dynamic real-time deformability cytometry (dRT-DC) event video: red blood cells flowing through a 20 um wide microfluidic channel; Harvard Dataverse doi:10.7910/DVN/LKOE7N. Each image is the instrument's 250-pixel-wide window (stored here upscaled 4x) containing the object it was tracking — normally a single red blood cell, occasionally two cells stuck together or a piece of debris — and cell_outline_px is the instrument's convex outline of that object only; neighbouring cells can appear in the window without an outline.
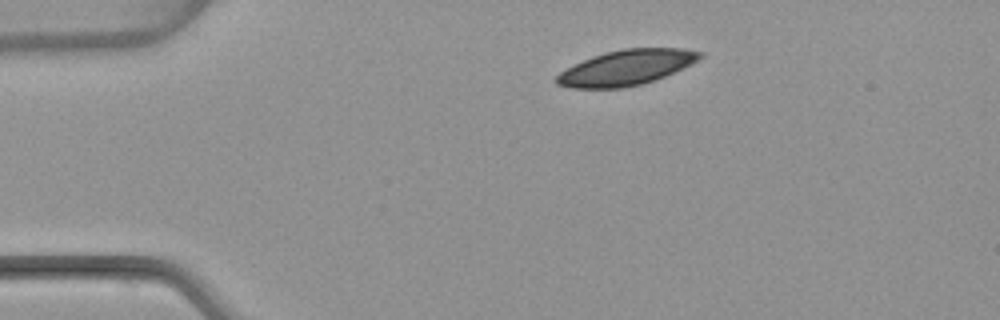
{"species": "common noctule bat (a hibernating species)", "species_latin": "Nyctalus noctula", "temperature_condition": "warm", "stored_images_in_passage": 46, "camera_frame_rate_fps": 3000, "um_per_image_px": 0.085, "animal": {"sex": "female", "body_mass_g": 22.7, "forearm_length_mm": 54.2}, "frame": {"image": 1, "passage_image": 1, "time_ms": 0.0, "image_size_px": [1000, 320], "cell_outline_px": [[704, 56], [664, 76], [640, 84], [624, 88], [572, 88], [556, 84], [552, 80], [560, 72], [584, 60], [608, 52], [624, 48], [684, 48], [704, 52]], "centroid_in_image_um": [53.21, 5.75], "position_along_channel_um": 31.8, "area_um2": 28.9}}
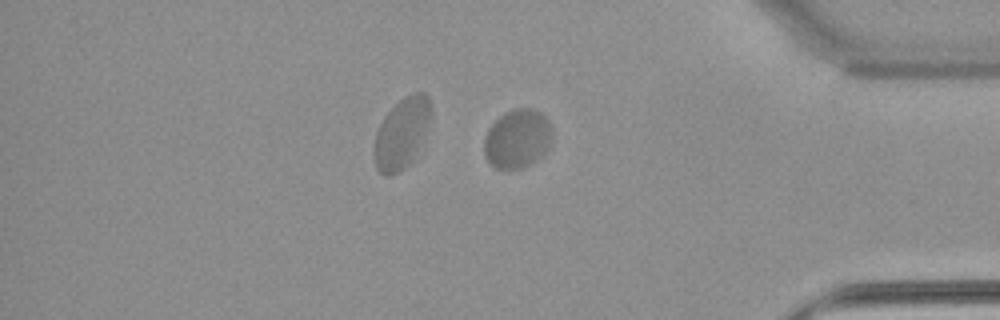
{"frame": {"image": 2, "passage_image": 37, "time_ms": 12.0, "image_size_px": [1000, 320], "cell_outline_px": [[552, 140], [548, 148], [536, 160], [520, 168], [508, 172], [496, 168], [488, 164], [484, 156], [484, 136], [488, 128], [504, 112], [516, 108], [532, 108], [540, 112], [548, 120], [552, 128]], "centroid_in_image_um": [43.95, 11.82], "position_along_channel_um": 391.3, "area_um2": 23.81}}
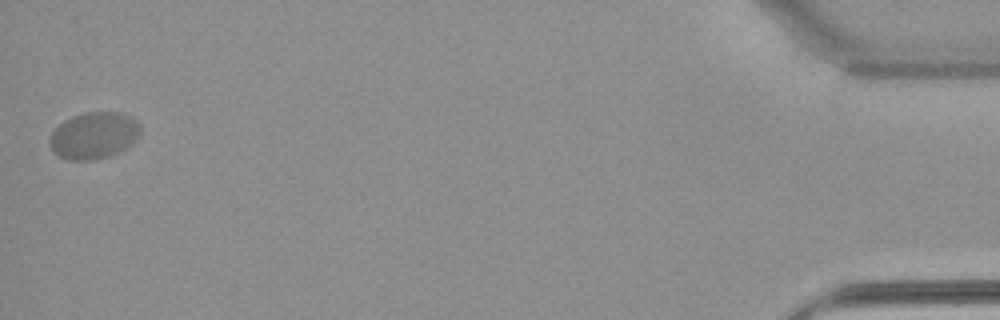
{"frame": {"image": 3, "passage_image": 46, "time_ms": 15.0, "image_size_px": [1000, 320], "cell_outline_px": [[140, 132], [136, 140], [132, 144], [120, 152], [108, 156], [92, 160], [68, 160], [52, 152], [48, 140], [52, 132], [64, 120], [72, 116], [84, 112], [116, 112], [132, 116], [140, 124]], "centroid_in_image_um": [7.98, 11.51], "position_along_channel_um": 427.2, "area_um2": 24.91}}